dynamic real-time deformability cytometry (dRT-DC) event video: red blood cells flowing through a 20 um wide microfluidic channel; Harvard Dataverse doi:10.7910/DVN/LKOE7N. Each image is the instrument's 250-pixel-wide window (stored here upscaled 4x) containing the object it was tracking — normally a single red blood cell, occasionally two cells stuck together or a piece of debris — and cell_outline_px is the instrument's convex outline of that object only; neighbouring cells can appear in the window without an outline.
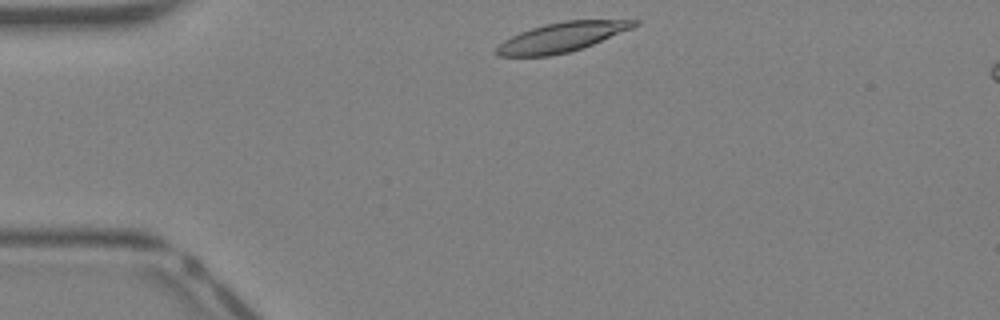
{"species": "Egyptian fruit bat (a non-hibernating species)", "species_latin": "Rousettus aegyptiacus", "temperature_condition": "warm", "stored_images_in_passage": 33, "camera_frame_rate_fps": 3000, "um_per_image_px": 0.085, "animal": {"sex": "female"}, "frame": {"image": 1, "passage_image": 1, "time_ms": 0.0, "image_size_px": [1000, 320], "cell_outline_px": [[640, 24], [632, 28], [592, 44], [568, 52], [548, 56], [496, 56], [492, 52], [504, 40], [520, 32], [544, 24], [564, 20], [640, 20]], "centroid_in_image_um": [47.71, 3.16], "position_along_channel_um": 37.3, "area_um2": 23.47}}
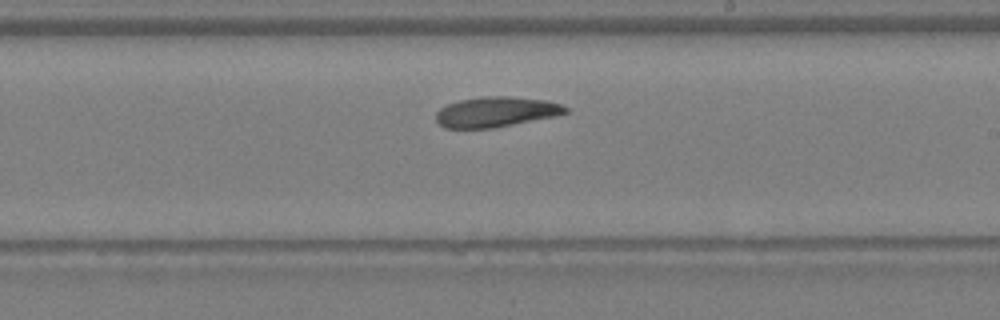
{"frame": {"image": 2, "passage_image": 16, "time_ms": 5.0, "image_size_px": [1000, 320], "cell_outline_px": [[568, 112], [552, 116], [492, 128], [444, 128], [436, 120], [436, 112], [440, 108], [448, 104], [460, 100], [480, 96], [512, 96], [544, 100], [560, 104], [568, 108]], "centroid_in_image_um": [42.11, 9.5], "position_along_channel_um": 246.9, "area_um2": 22.54}}
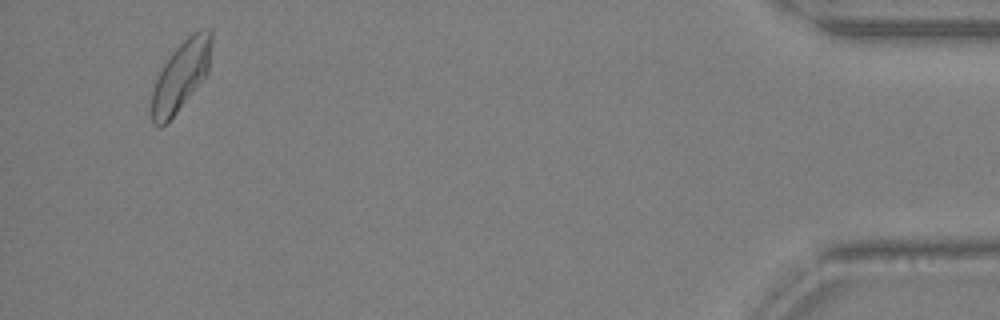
{"frame": {"image": 3, "passage_image": 31, "time_ms": 10.0, "image_size_px": [1000, 320], "cell_outline_px": [[212, 40], [208, 72], [176, 112], [160, 128], [152, 124], [152, 92], [156, 80], [164, 64], [176, 48], [192, 32], [200, 28], [212, 28]], "centroid_in_image_um": [15.4, 6.39], "position_along_channel_um": 419.8, "area_um2": 23.76}, "authors_computed_cell_mechanics": {"area_um2": 23.6402, "velocity_mm_per_s": 4.991, "shape_relaxation_time_tau1_ms": 7.3514, "shape_relaxation_time_tau2_ms": 4.3107, "deformation_change_tau1": 0.1998, "deformation_change_tau2": 0.127}}